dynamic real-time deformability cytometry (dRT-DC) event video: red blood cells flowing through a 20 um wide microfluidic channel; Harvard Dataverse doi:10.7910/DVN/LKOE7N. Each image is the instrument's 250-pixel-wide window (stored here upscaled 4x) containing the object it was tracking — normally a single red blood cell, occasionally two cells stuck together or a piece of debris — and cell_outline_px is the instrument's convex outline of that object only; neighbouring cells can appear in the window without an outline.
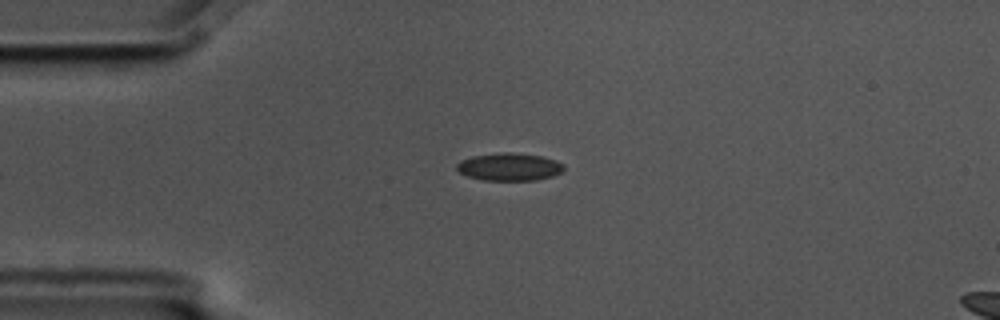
{"species": "common noctule bat (a hibernating species)", "species_latin": "Nyctalus noctula", "temperature_condition": "cold", "stored_images_in_passage": 4, "camera_frame_rate_fps": 3000, "um_per_image_px": 0.085, "animal": {"sex": "male", "body_mass_g": 17.5, "forearm_length_mm": 52.3}, "frame": {"image": 1, "passage_image": 1, "time_ms": 0.0, "image_size_px": [1000, 320], "cell_outline_px": [[564, 172], [552, 176], [536, 180], [484, 180], [468, 176], [460, 172], [456, 168], [456, 164], [460, 160], [472, 156], [504, 152], [512, 152], [540, 156], [556, 160], [564, 164]], "centroid_in_image_um": [43.31, 14.18], "position_along_channel_um": 41.7, "area_um2": 17.28}}